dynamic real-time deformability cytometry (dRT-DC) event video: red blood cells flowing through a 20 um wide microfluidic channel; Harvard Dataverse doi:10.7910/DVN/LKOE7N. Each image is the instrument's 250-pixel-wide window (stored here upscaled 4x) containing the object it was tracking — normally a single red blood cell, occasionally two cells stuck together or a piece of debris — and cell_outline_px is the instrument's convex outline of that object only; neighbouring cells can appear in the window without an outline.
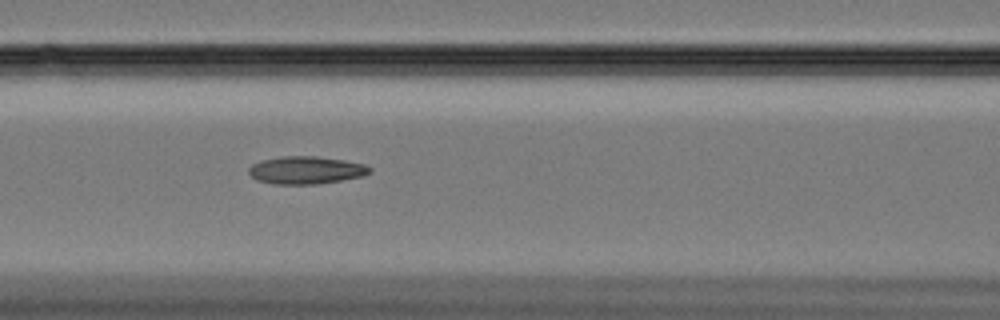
{"species": "Egyptian fruit bat (a non-hibernating species)", "species_latin": "Rousettus aegyptiacus", "temperature_condition": "cold", "stored_images_in_passage": 50, "camera_frame_rate_fps": 3000, "um_per_image_px": 0.085, "animal": {"sex": "female"}, "frame": {"image": 1, "passage_image": 16, "time_ms": 5.0, "image_size_px": [1000, 320], "cell_outline_px": [[372, 172], [364, 176], [316, 184], [272, 184], [256, 180], [248, 172], [248, 168], [252, 164], [260, 160], [280, 156], [316, 156], [344, 160], [364, 164], [372, 168]], "centroid_in_image_um": [26.0, 14.46], "position_along_channel_um": 140.6, "area_um2": 19.65}}
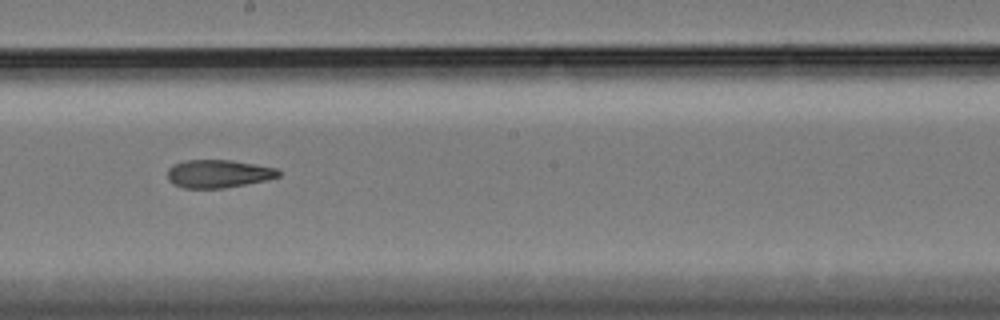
{"frame": {"image": 2, "passage_image": 24, "time_ms": 7.667, "image_size_px": [1000, 320], "cell_outline_px": [[280, 176], [264, 180], [224, 188], [184, 188], [172, 184], [168, 180], [168, 168], [172, 164], [184, 160], [232, 160], [276, 168], [280, 172]], "centroid_in_image_um": [18.5, 14.76], "position_along_channel_um": 229.7, "area_um2": 18.09}}
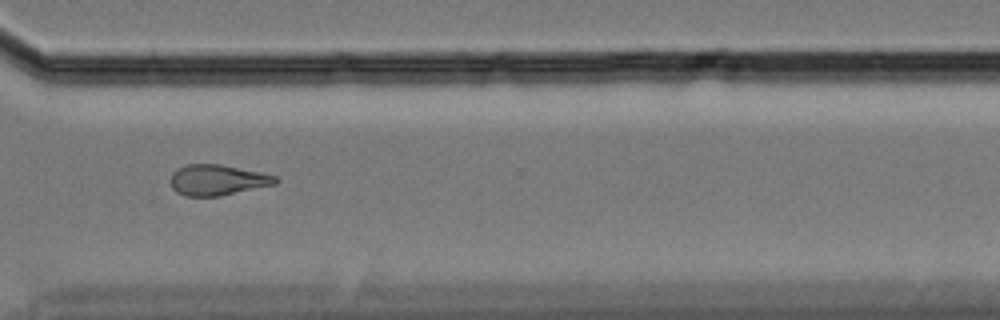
{"frame": {"image": 3, "passage_image": 35, "time_ms": 11.333, "image_size_px": [1000, 320], "cell_outline_px": [[280, 180], [276, 184], [220, 196], [184, 196], [176, 192], [172, 188], [168, 180], [172, 172], [176, 168], [188, 164], [220, 164], [260, 172], [276, 176]], "centroid_in_image_um": [18.44, 15.3], "position_along_channel_um": 352.2, "area_um2": 19.02}, "authors_computed_cell_mechanics": {"area_um2": 19.0162, "velocity_mm_per_s": 3.3443, "shape_relaxation_time_tau1_ms": null, "shape_relaxation_time_tau2_ms": 6.004, "deformation_change_tau1": null, "deformation_change_tau2": 0.1464}}